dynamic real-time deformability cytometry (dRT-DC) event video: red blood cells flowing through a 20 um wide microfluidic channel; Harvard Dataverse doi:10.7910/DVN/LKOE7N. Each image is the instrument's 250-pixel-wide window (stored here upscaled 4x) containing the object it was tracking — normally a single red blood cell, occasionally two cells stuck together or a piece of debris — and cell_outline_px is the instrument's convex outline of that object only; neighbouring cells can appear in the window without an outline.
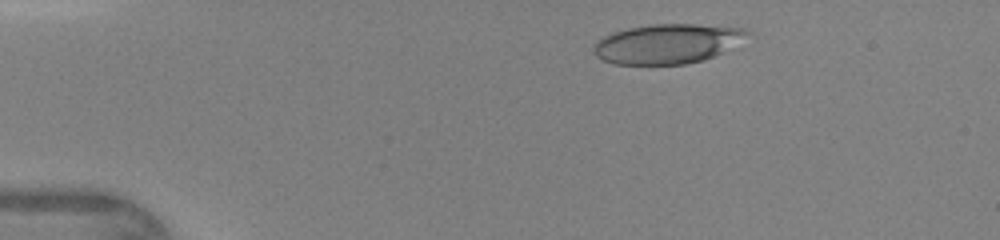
{"species": "human", "species_latin": "Homo sapiens", "temperature_condition": "warm", "stored_images_in_passage": 44, "camera_frame_rate_fps": 3000, "um_per_image_px": 0.085, "donor": {"sex": "female"}, "frame": {"image": 1, "passage_image": 6, "time_ms": 1.667, "image_size_px": [1000, 240], "cell_outline_px": [[748, 32], [720, 52], [704, 60], [684, 64], [616, 64], [604, 60], [596, 56], [592, 48], [596, 40], [612, 32], [628, 28], [652, 24], [696, 24], [744, 28]], "centroid_in_image_um": [56.58, 3.71], "position_along_channel_um": 28.4, "area_um2": 34.68}}
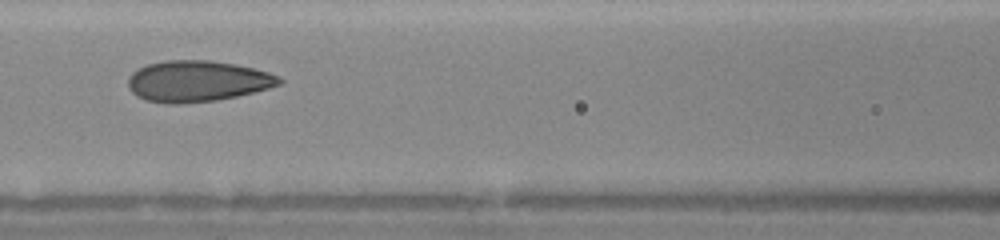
{"frame": {"image": 2, "passage_image": 19, "time_ms": 6.0, "image_size_px": [1000, 240], "cell_outline_px": [[284, 80], [280, 84], [268, 88], [236, 96], [216, 100], [180, 104], [164, 104], [144, 100], [136, 96], [128, 88], [128, 80], [132, 72], [148, 64], [164, 60], [212, 60], [236, 64], [256, 68], [280, 76]], "centroid_in_image_um": [16.77, 6.9], "position_along_channel_um": 149.8, "area_um2": 36.47}}
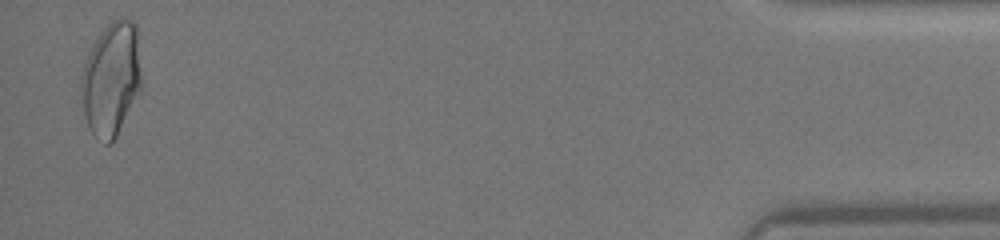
{"frame": {"image": 3, "passage_image": 43, "time_ms": 14.0, "image_size_px": [1000, 240], "cell_outline_px": [[144, 84], [112, 144], [104, 144], [88, 128], [84, 112], [80, 92], [80, 76], [88, 52], [92, 44], [100, 32], [112, 20], [132, 20], [136, 24]], "centroid_in_image_um": [9.47, 6.72], "position_along_channel_um": 425.7, "area_um2": 40.63}}